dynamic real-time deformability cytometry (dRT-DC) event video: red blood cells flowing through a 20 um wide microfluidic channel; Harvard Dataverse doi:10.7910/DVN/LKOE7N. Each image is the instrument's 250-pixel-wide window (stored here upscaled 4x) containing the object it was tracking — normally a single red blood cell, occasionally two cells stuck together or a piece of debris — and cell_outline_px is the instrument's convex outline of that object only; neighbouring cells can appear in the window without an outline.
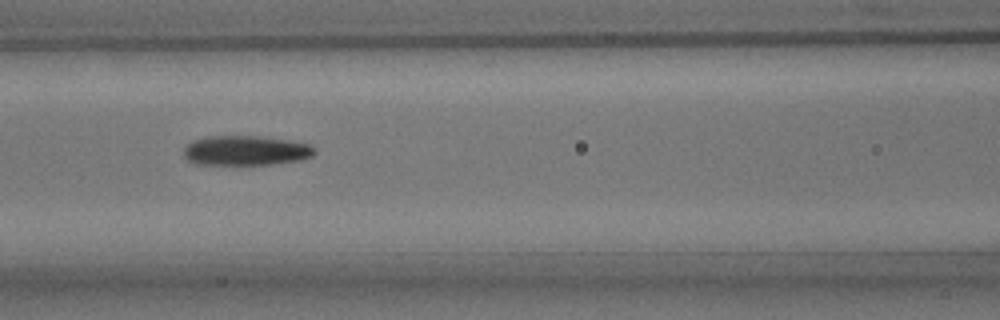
{"species": "common noctule bat (a hibernating species)", "species_latin": "Nyctalus noctula", "temperature_condition": "room temperature", "stored_images_in_passage": 8, "camera_frame_rate_fps": 3000, "um_per_image_px": 0.085, "animal": {"sex": "male", "body_mass_g": 15.6}, "frame": {"image": 1, "passage_image": 7, "time_ms": 7.0, "image_size_px": [1000, 320], "cell_outline_px": [[316, 152], [312, 156], [300, 160], [272, 164], [236, 168], [192, 164], [184, 156], [184, 148], [192, 140], [208, 136], [260, 136], [288, 140], [312, 144], [316, 148]], "centroid_in_image_um": [20.85, 12.85], "position_along_channel_um": 145.7, "area_um2": 23.99}}
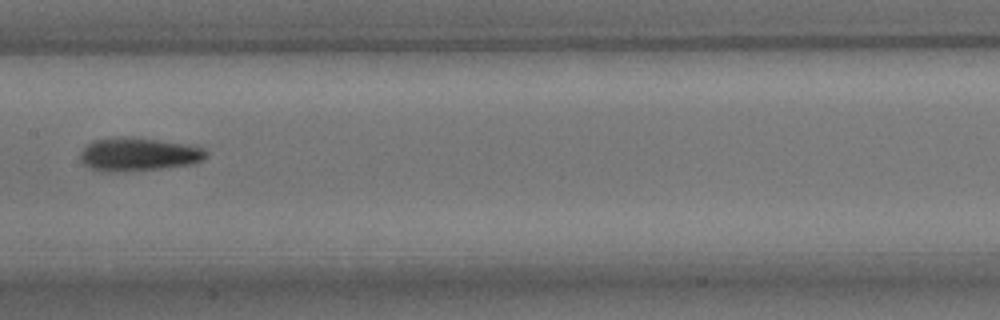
{"frame": {"image": 2, "passage_image": 8, "time_ms": 8.333, "image_size_px": [1000, 320], "cell_outline_px": [[208, 156], [204, 160], [192, 164], [160, 168], [116, 172], [100, 172], [84, 164], [80, 160], [80, 152], [92, 140], [120, 136], [124, 136], [192, 144], [204, 148], [208, 152]], "centroid_in_image_um": [11.79, 13.11], "position_along_channel_um": 195.6, "area_um2": 24.74}}